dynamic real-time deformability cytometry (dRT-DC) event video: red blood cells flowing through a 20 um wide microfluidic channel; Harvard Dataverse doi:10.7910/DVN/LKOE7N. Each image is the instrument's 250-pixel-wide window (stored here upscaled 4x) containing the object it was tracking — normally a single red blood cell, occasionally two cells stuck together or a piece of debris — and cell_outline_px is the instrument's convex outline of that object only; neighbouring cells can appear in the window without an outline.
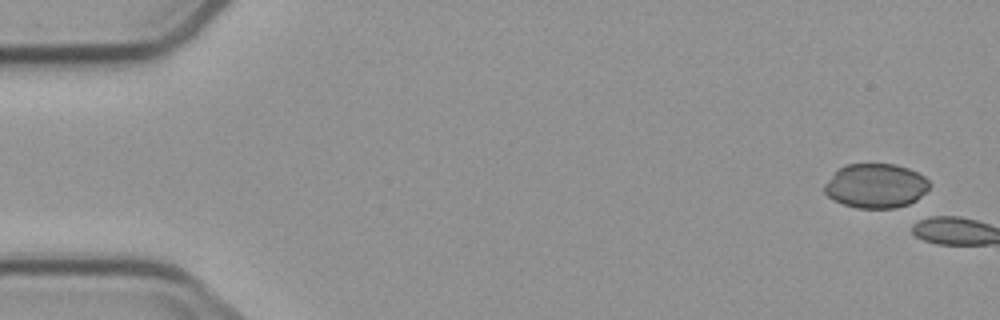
{"species": "common noctule bat (a hibernating species)", "species_latin": "Nyctalus noctula", "temperature_condition": "cold", "stored_images_in_passage": 8, "camera_frame_rate_fps": 3000, "um_per_image_px": 0.085, "animal": {"sex": "male", "body_mass_g": 23.1, "forearm_length_mm": 52.7}, "frame": {"image": 1, "passage_image": 1, "time_ms": 0.0, "image_size_px": [1000, 320], "cell_outline_px": [[928, 188], [916, 200], [908, 204], [896, 208], [856, 208], [832, 200], [824, 192], [824, 184], [844, 164], [896, 164], [908, 168], [924, 176], [928, 180]], "centroid_in_image_um": [74.42, 15.8], "position_along_channel_um": 10.6, "area_um2": 26.99}}
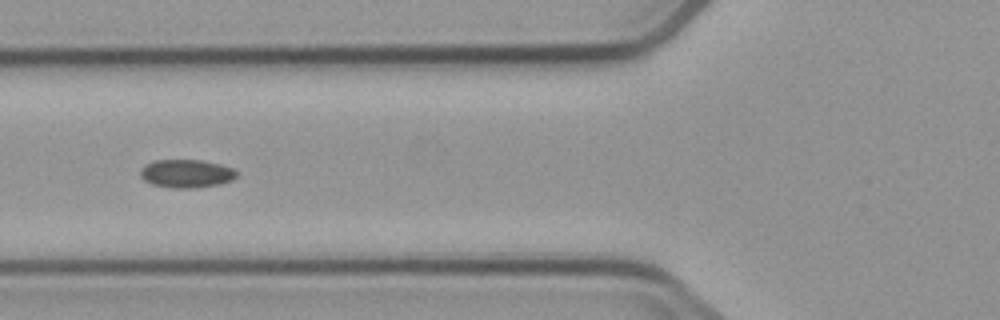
{"frame": {"image": 2, "passage_image": 6, "time_ms": 7.333, "image_size_px": [1000, 320], "cell_outline_px": [[236, 176], [232, 180], [220, 184], [196, 188], [172, 188], [152, 184], [144, 180], [140, 176], [140, 168], [144, 164], [156, 160], [200, 160], [220, 164], [232, 168], [236, 172]], "centroid_in_image_um": [15.81, 14.75], "position_along_channel_um": 110.0, "area_um2": 15.9}}
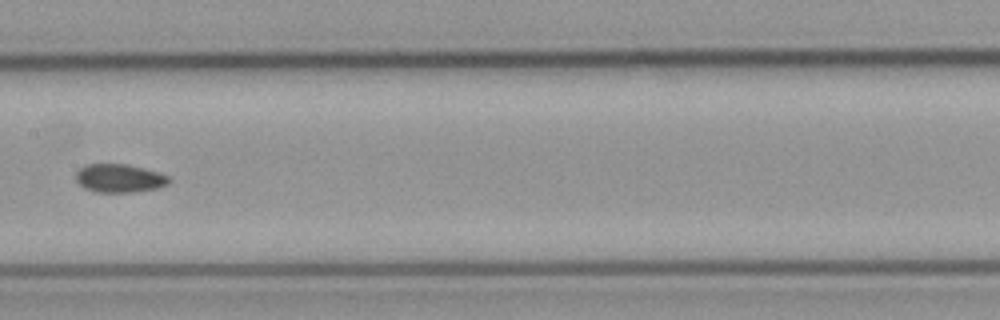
{"frame": {"image": 3, "passage_image": 8, "time_ms": 9.667, "image_size_px": [1000, 320], "cell_outline_px": [[172, 180], [168, 184], [156, 188], [136, 192], [96, 192], [84, 188], [76, 180], [76, 172], [80, 168], [88, 164], [128, 164], [160, 172], [168, 176]], "centroid_in_image_um": [10.18, 15.15], "position_along_channel_um": 197.2, "area_um2": 15.49}}